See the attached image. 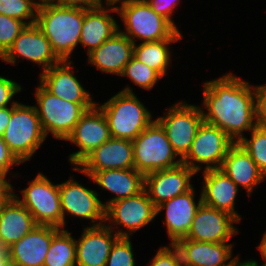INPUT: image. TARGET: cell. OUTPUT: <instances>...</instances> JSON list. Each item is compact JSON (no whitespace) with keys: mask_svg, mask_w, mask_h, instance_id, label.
<instances>
[{"mask_svg":"<svg viewBox=\"0 0 266 266\" xmlns=\"http://www.w3.org/2000/svg\"><path fill=\"white\" fill-rule=\"evenodd\" d=\"M202 113L204 122L217 126L235 143L256 125L255 89L233 73L205 81Z\"/></svg>","mask_w":266,"mask_h":266,"instance_id":"1","label":"cell"},{"mask_svg":"<svg viewBox=\"0 0 266 266\" xmlns=\"http://www.w3.org/2000/svg\"><path fill=\"white\" fill-rule=\"evenodd\" d=\"M83 20V8L42 0L37 9L35 24L49 40L56 55L61 60H71V54L80 44Z\"/></svg>","mask_w":266,"mask_h":266,"instance_id":"2","label":"cell"},{"mask_svg":"<svg viewBox=\"0 0 266 266\" xmlns=\"http://www.w3.org/2000/svg\"><path fill=\"white\" fill-rule=\"evenodd\" d=\"M125 29L119 31L134 44L164 39H182V33L167 19L155 13L145 0H117L114 2ZM120 3V4H118Z\"/></svg>","mask_w":266,"mask_h":266,"instance_id":"3","label":"cell"},{"mask_svg":"<svg viewBox=\"0 0 266 266\" xmlns=\"http://www.w3.org/2000/svg\"><path fill=\"white\" fill-rule=\"evenodd\" d=\"M96 105L105 114L113 138L134 140L154 120L129 86Z\"/></svg>","mask_w":266,"mask_h":266,"instance_id":"4","label":"cell"},{"mask_svg":"<svg viewBox=\"0 0 266 266\" xmlns=\"http://www.w3.org/2000/svg\"><path fill=\"white\" fill-rule=\"evenodd\" d=\"M35 105L44 135L66 140L81 116L97 103H73L51 94L41 84L35 90Z\"/></svg>","mask_w":266,"mask_h":266,"instance_id":"5","label":"cell"},{"mask_svg":"<svg viewBox=\"0 0 266 266\" xmlns=\"http://www.w3.org/2000/svg\"><path fill=\"white\" fill-rule=\"evenodd\" d=\"M12 101L11 119L2 137L10 151L24 163L41 147L46 136L35 106Z\"/></svg>","mask_w":266,"mask_h":266,"instance_id":"6","label":"cell"},{"mask_svg":"<svg viewBox=\"0 0 266 266\" xmlns=\"http://www.w3.org/2000/svg\"><path fill=\"white\" fill-rule=\"evenodd\" d=\"M132 144L134 168L144 175L182 164V159L177 157L165 129L156 119L132 140Z\"/></svg>","mask_w":266,"mask_h":266,"instance_id":"7","label":"cell"},{"mask_svg":"<svg viewBox=\"0 0 266 266\" xmlns=\"http://www.w3.org/2000/svg\"><path fill=\"white\" fill-rule=\"evenodd\" d=\"M21 192L22 196L14 193V197L29 210L37 225L63 229L59 184H53L40 172Z\"/></svg>","mask_w":266,"mask_h":266,"instance_id":"8","label":"cell"},{"mask_svg":"<svg viewBox=\"0 0 266 266\" xmlns=\"http://www.w3.org/2000/svg\"><path fill=\"white\" fill-rule=\"evenodd\" d=\"M235 142L220 128L202 122L192 142L190 151L182 159L196 173L203 170L220 169L229 148Z\"/></svg>","mask_w":266,"mask_h":266,"instance_id":"9","label":"cell"},{"mask_svg":"<svg viewBox=\"0 0 266 266\" xmlns=\"http://www.w3.org/2000/svg\"><path fill=\"white\" fill-rule=\"evenodd\" d=\"M167 109L165 115L156 120L165 129L178 157L183 159L190 151L197 130L204 121L202 108L182 101Z\"/></svg>","mask_w":266,"mask_h":266,"instance_id":"10","label":"cell"},{"mask_svg":"<svg viewBox=\"0 0 266 266\" xmlns=\"http://www.w3.org/2000/svg\"><path fill=\"white\" fill-rule=\"evenodd\" d=\"M155 217L156 207L145 189L135 196L114 201L105 208V222H110L106 224L108 227L115 231L119 225L128 230L129 233L116 228L115 232L120 237H130L131 233L148 225Z\"/></svg>","mask_w":266,"mask_h":266,"instance_id":"11","label":"cell"},{"mask_svg":"<svg viewBox=\"0 0 266 266\" xmlns=\"http://www.w3.org/2000/svg\"><path fill=\"white\" fill-rule=\"evenodd\" d=\"M59 195L63 216V229L66 225L65 215L91 220L90 226L105 224L104 203L99 194L74 180L73 176L59 184Z\"/></svg>","mask_w":266,"mask_h":266,"instance_id":"12","label":"cell"},{"mask_svg":"<svg viewBox=\"0 0 266 266\" xmlns=\"http://www.w3.org/2000/svg\"><path fill=\"white\" fill-rule=\"evenodd\" d=\"M111 137L106 116L95 105L81 116L72 133L65 140L79 147L77 152L69 155V162L73 167H76L89 153L104 144Z\"/></svg>","mask_w":266,"mask_h":266,"instance_id":"13","label":"cell"},{"mask_svg":"<svg viewBox=\"0 0 266 266\" xmlns=\"http://www.w3.org/2000/svg\"><path fill=\"white\" fill-rule=\"evenodd\" d=\"M18 57L42 67V71L59 64L62 60L53 51L49 40L36 25H26L13 45L0 58L4 62L16 64Z\"/></svg>","mask_w":266,"mask_h":266,"instance_id":"14","label":"cell"},{"mask_svg":"<svg viewBox=\"0 0 266 266\" xmlns=\"http://www.w3.org/2000/svg\"><path fill=\"white\" fill-rule=\"evenodd\" d=\"M237 222L231 214L201 203L185 238L209 243L229 242L238 233L233 225Z\"/></svg>","mask_w":266,"mask_h":266,"instance_id":"15","label":"cell"},{"mask_svg":"<svg viewBox=\"0 0 266 266\" xmlns=\"http://www.w3.org/2000/svg\"><path fill=\"white\" fill-rule=\"evenodd\" d=\"M73 169L86 176H91L100 170L134 169L132 140L111 137Z\"/></svg>","mask_w":266,"mask_h":266,"instance_id":"16","label":"cell"},{"mask_svg":"<svg viewBox=\"0 0 266 266\" xmlns=\"http://www.w3.org/2000/svg\"><path fill=\"white\" fill-rule=\"evenodd\" d=\"M195 174L197 173L185 164L153 171L145 174L144 189L153 205L157 207L161 203L189 191L193 187L191 178Z\"/></svg>","mask_w":266,"mask_h":266,"instance_id":"17","label":"cell"},{"mask_svg":"<svg viewBox=\"0 0 266 266\" xmlns=\"http://www.w3.org/2000/svg\"><path fill=\"white\" fill-rule=\"evenodd\" d=\"M60 228L48 225L36 227L8 250L11 266H43L52 238Z\"/></svg>","mask_w":266,"mask_h":266,"instance_id":"18","label":"cell"},{"mask_svg":"<svg viewBox=\"0 0 266 266\" xmlns=\"http://www.w3.org/2000/svg\"><path fill=\"white\" fill-rule=\"evenodd\" d=\"M195 188L173 197L156 207V216L165 210V226L167 235L171 240L169 244H175L178 240L185 238L191 228L192 220L198 207L202 203V195L198 203L195 202Z\"/></svg>","mask_w":266,"mask_h":266,"instance_id":"19","label":"cell"},{"mask_svg":"<svg viewBox=\"0 0 266 266\" xmlns=\"http://www.w3.org/2000/svg\"><path fill=\"white\" fill-rule=\"evenodd\" d=\"M76 241V266H105L114 242L120 237L106 224L84 227Z\"/></svg>","mask_w":266,"mask_h":266,"instance_id":"20","label":"cell"},{"mask_svg":"<svg viewBox=\"0 0 266 266\" xmlns=\"http://www.w3.org/2000/svg\"><path fill=\"white\" fill-rule=\"evenodd\" d=\"M71 60H62L59 64L42 71L39 83L51 94L73 103H98L92 101L89 91H86L71 66Z\"/></svg>","mask_w":266,"mask_h":266,"instance_id":"21","label":"cell"},{"mask_svg":"<svg viewBox=\"0 0 266 266\" xmlns=\"http://www.w3.org/2000/svg\"><path fill=\"white\" fill-rule=\"evenodd\" d=\"M134 43L123 33L117 31L98 48L87 54L89 64L101 72L122 75L126 64L133 57Z\"/></svg>","mask_w":266,"mask_h":266,"instance_id":"22","label":"cell"},{"mask_svg":"<svg viewBox=\"0 0 266 266\" xmlns=\"http://www.w3.org/2000/svg\"><path fill=\"white\" fill-rule=\"evenodd\" d=\"M93 8L84 9V20L80 35V45L87 48V54L98 48L106 40L119 31V23L116 22L111 13L116 12L114 2Z\"/></svg>","mask_w":266,"mask_h":266,"instance_id":"23","label":"cell"},{"mask_svg":"<svg viewBox=\"0 0 266 266\" xmlns=\"http://www.w3.org/2000/svg\"><path fill=\"white\" fill-rule=\"evenodd\" d=\"M179 249L183 266H228L232 257L231 243H209L182 238L175 243Z\"/></svg>","mask_w":266,"mask_h":266,"instance_id":"24","label":"cell"},{"mask_svg":"<svg viewBox=\"0 0 266 266\" xmlns=\"http://www.w3.org/2000/svg\"><path fill=\"white\" fill-rule=\"evenodd\" d=\"M202 203L225 211L241 222V216L235 211V199L239 187L220 169L203 170Z\"/></svg>","mask_w":266,"mask_h":266,"instance_id":"25","label":"cell"},{"mask_svg":"<svg viewBox=\"0 0 266 266\" xmlns=\"http://www.w3.org/2000/svg\"><path fill=\"white\" fill-rule=\"evenodd\" d=\"M87 177L103 190L115 194V197L104 202L105 208L114 201L139 194L145 186V175L135 168L100 170Z\"/></svg>","mask_w":266,"mask_h":266,"instance_id":"26","label":"cell"},{"mask_svg":"<svg viewBox=\"0 0 266 266\" xmlns=\"http://www.w3.org/2000/svg\"><path fill=\"white\" fill-rule=\"evenodd\" d=\"M220 170L238 187H243L247 190L250 196L257 185L266 179V176L258 169L250 154L239 143H234L229 148Z\"/></svg>","mask_w":266,"mask_h":266,"instance_id":"27","label":"cell"},{"mask_svg":"<svg viewBox=\"0 0 266 266\" xmlns=\"http://www.w3.org/2000/svg\"><path fill=\"white\" fill-rule=\"evenodd\" d=\"M36 225L29 210L13 196L0 210V248L8 249Z\"/></svg>","mask_w":266,"mask_h":266,"instance_id":"28","label":"cell"},{"mask_svg":"<svg viewBox=\"0 0 266 266\" xmlns=\"http://www.w3.org/2000/svg\"><path fill=\"white\" fill-rule=\"evenodd\" d=\"M181 39H164L159 41L141 42L134 44L133 57L156 70L162 77L166 76L167 68L171 64V51L168 46Z\"/></svg>","mask_w":266,"mask_h":266,"instance_id":"29","label":"cell"},{"mask_svg":"<svg viewBox=\"0 0 266 266\" xmlns=\"http://www.w3.org/2000/svg\"><path fill=\"white\" fill-rule=\"evenodd\" d=\"M43 266H76V241L68 230L52 238Z\"/></svg>","mask_w":266,"mask_h":266,"instance_id":"30","label":"cell"},{"mask_svg":"<svg viewBox=\"0 0 266 266\" xmlns=\"http://www.w3.org/2000/svg\"><path fill=\"white\" fill-rule=\"evenodd\" d=\"M128 77L138 87L146 90L154 88L163 77L154 69L132 57L126 64L121 77Z\"/></svg>","mask_w":266,"mask_h":266,"instance_id":"31","label":"cell"},{"mask_svg":"<svg viewBox=\"0 0 266 266\" xmlns=\"http://www.w3.org/2000/svg\"><path fill=\"white\" fill-rule=\"evenodd\" d=\"M39 3V0H0V14L33 25L36 23Z\"/></svg>","mask_w":266,"mask_h":266,"instance_id":"32","label":"cell"},{"mask_svg":"<svg viewBox=\"0 0 266 266\" xmlns=\"http://www.w3.org/2000/svg\"><path fill=\"white\" fill-rule=\"evenodd\" d=\"M250 133V139L244 136L238 143L250 154L258 169L266 176V128L256 126Z\"/></svg>","mask_w":266,"mask_h":266,"instance_id":"33","label":"cell"},{"mask_svg":"<svg viewBox=\"0 0 266 266\" xmlns=\"http://www.w3.org/2000/svg\"><path fill=\"white\" fill-rule=\"evenodd\" d=\"M25 26L19 19L0 14V58L13 45Z\"/></svg>","mask_w":266,"mask_h":266,"instance_id":"34","label":"cell"},{"mask_svg":"<svg viewBox=\"0 0 266 266\" xmlns=\"http://www.w3.org/2000/svg\"><path fill=\"white\" fill-rule=\"evenodd\" d=\"M130 237H119L113 244L105 266H135Z\"/></svg>","mask_w":266,"mask_h":266,"instance_id":"35","label":"cell"},{"mask_svg":"<svg viewBox=\"0 0 266 266\" xmlns=\"http://www.w3.org/2000/svg\"><path fill=\"white\" fill-rule=\"evenodd\" d=\"M150 266H183L179 249L175 244L159 248L150 261Z\"/></svg>","mask_w":266,"mask_h":266,"instance_id":"36","label":"cell"},{"mask_svg":"<svg viewBox=\"0 0 266 266\" xmlns=\"http://www.w3.org/2000/svg\"><path fill=\"white\" fill-rule=\"evenodd\" d=\"M254 89L256 125L261 128H266V84L256 85Z\"/></svg>","mask_w":266,"mask_h":266,"instance_id":"37","label":"cell"},{"mask_svg":"<svg viewBox=\"0 0 266 266\" xmlns=\"http://www.w3.org/2000/svg\"><path fill=\"white\" fill-rule=\"evenodd\" d=\"M21 91L20 83L0 76V109L9 106L14 95Z\"/></svg>","mask_w":266,"mask_h":266,"instance_id":"38","label":"cell"},{"mask_svg":"<svg viewBox=\"0 0 266 266\" xmlns=\"http://www.w3.org/2000/svg\"><path fill=\"white\" fill-rule=\"evenodd\" d=\"M153 11L167 19L177 30L178 27L172 20L174 8L178 6L179 0H145Z\"/></svg>","mask_w":266,"mask_h":266,"instance_id":"39","label":"cell"},{"mask_svg":"<svg viewBox=\"0 0 266 266\" xmlns=\"http://www.w3.org/2000/svg\"><path fill=\"white\" fill-rule=\"evenodd\" d=\"M22 164L10 151L3 137L0 135V176L7 177L11 167Z\"/></svg>","mask_w":266,"mask_h":266,"instance_id":"40","label":"cell"},{"mask_svg":"<svg viewBox=\"0 0 266 266\" xmlns=\"http://www.w3.org/2000/svg\"><path fill=\"white\" fill-rule=\"evenodd\" d=\"M52 2L69 7H77L83 9H93L99 6H102L104 0H51ZM106 4L109 3V0H105Z\"/></svg>","mask_w":266,"mask_h":266,"instance_id":"41","label":"cell"},{"mask_svg":"<svg viewBox=\"0 0 266 266\" xmlns=\"http://www.w3.org/2000/svg\"><path fill=\"white\" fill-rule=\"evenodd\" d=\"M14 187L7 181L6 177L0 176V210L14 196Z\"/></svg>","mask_w":266,"mask_h":266,"instance_id":"42","label":"cell"},{"mask_svg":"<svg viewBox=\"0 0 266 266\" xmlns=\"http://www.w3.org/2000/svg\"><path fill=\"white\" fill-rule=\"evenodd\" d=\"M12 105L0 109V135L4 134L8 122L11 119Z\"/></svg>","mask_w":266,"mask_h":266,"instance_id":"43","label":"cell"},{"mask_svg":"<svg viewBox=\"0 0 266 266\" xmlns=\"http://www.w3.org/2000/svg\"><path fill=\"white\" fill-rule=\"evenodd\" d=\"M0 266H11L7 249L0 248Z\"/></svg>","mask_w":266,"mask_h":266,"instance_id":"44","label":"cell"},{"mask_svg":"<svg viewBox=\"0 0 266 266\" xmlns=\"http://www.w3.org/2000/svg\"><path fill=\"white\" fill-rule=\"evenodd\" d=\"M257 248L259 250V253L261 254V257L265 261V263L262 265L266 266V232L264 233L260 245H258Z\"/></svg>","mask_w":266,"mask_h":266,"instance_id":"45","label":"cell"},{"mask_svg":"<svg viewBox=\"0 0 266 266\" xmlns=\"http://www.w3.org/2000/svg\"><path fill=\"white\" fill-rule=\"evenodd\" d=\"M228 266H253V261L251 260H246V261H240V257L236 256V259L230 263Z\"/></svg>","mask_w":266,"mask_h":266,"instance_id":"46","label":"cell"},{"mask_svg":"<svg viewBox=\"0 0 266 266\" xmlns=\"http://www.w3.org/2000/svg\"><path fill=\"white\" fill-rule=\"evenodd\" d=\"M252 261H253V266H265V265H259L258 261H256V260L252 259Z\"/></svg>","mask_w":266,"mask_h":266,"instance_id":"47","label":"cell"}]
</instances>
